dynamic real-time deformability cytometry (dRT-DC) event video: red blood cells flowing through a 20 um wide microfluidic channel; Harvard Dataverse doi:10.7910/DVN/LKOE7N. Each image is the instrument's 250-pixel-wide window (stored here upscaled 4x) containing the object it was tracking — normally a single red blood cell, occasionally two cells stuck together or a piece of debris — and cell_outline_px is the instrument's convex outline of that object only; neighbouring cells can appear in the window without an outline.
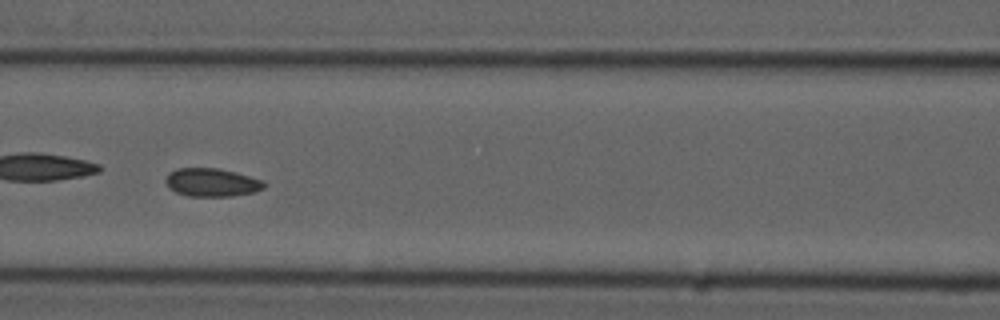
{"species": "common noctule bat (a hibernating species)", "species_latin": "Nyctalus noctula", "temperature_condition": "cold", "stored_images_in_passage": 52, "camera_frame_rate_fps": 3000, "um_per_image_px": 0.085, "animal": {"sex": "male", "forearm_length_mm": 52.5}, "frame": {"image": 1, "passage_image": 23, "time_ms": 7.333, "image_size_px": [1000, 320], "cell_outline_px": [[268, 184], [264, 188], [256, 192], [232, 196], [188, 196], [176, 192], [168, 188], [164, 180], [168, 172], [176, 168], [216, 168], [236, 172], [264, 180]], "centroid_in_image_um": [18.01, 15.5], "position_along_channel_um": 148.6, "area_um2": 16.53}, "authors_computed_cell_mechanics": {"area_um2": 16.4441, "velocity_mm_per_s": 3.7231, "shape_relaxation_time_tau1_ms": null, "shape_relaxation_time_tau2_ms": 1.832, "deformation_change_tau1": null, "deformation_change_tau2": 0.0629}}